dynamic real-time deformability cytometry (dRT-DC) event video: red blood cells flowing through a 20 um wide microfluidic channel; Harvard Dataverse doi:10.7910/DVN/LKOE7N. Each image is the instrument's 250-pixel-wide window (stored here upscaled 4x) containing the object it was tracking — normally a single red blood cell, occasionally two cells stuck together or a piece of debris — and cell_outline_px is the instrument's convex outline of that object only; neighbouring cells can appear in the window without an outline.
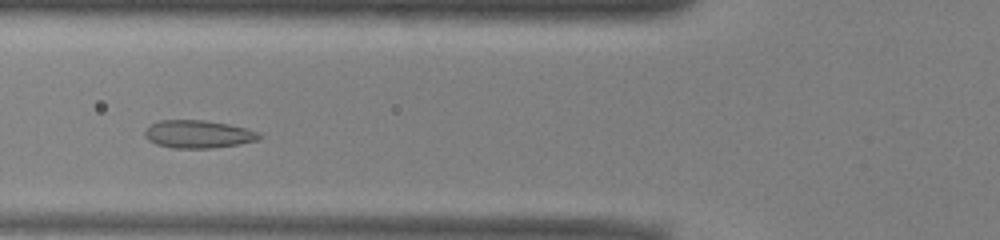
{"species": "common noctule bat (a hibernating species)", "species_latin": "Nyctalus noctula", "temperature_condition": "warm", "stored_images_in_passage": 44, "camera_frame_rate_fps": 3000, "um_per_image_px": 0.085, "animal": {"sex": "male", "body_mass_g": 13.0, "forearm_length_mm": 53.1}, "frame": {"image": 1, "passage_image": 11, "time_ms": 3.333, "image_size_px": [1000, 240], "cell_outline_px": [[264, 136], [260, 140], [240, 144], [212, 148], [172, 148], [156, 144], [148, 140], [144, 136], [144, 132], [152, 124], [160, 120], [204, 120], [228, 124], [260, 132]], "centroid_in_image_um": [16.89, 11.41], "position_along_channel_um": 108.9, "area_um2": 18.67}}
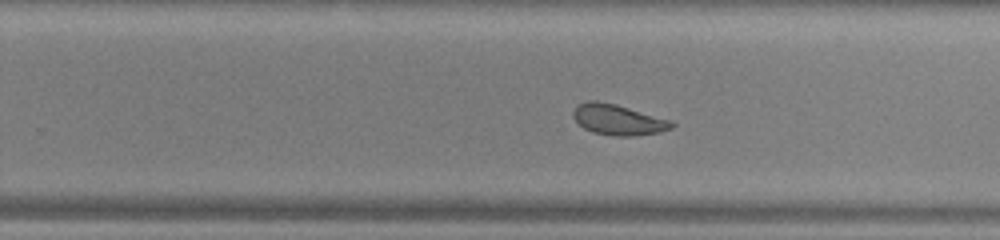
{"frame": {"image": 2, "passage_image": 24, "time_ms": 7.667, "image_size_px": [1000, 240], "cell_outline_px": [[676, 124], [672, 128], [660, 132], [632, 136], [616, 136], [592, 132], [584, 128], [572, 116], [572, 112], [580, 104], [588, 100], [596, 100], [616, 104], [672, 120]], "centroid_in_image_um": [52.57, 10.17], "position_along_channel_um": 277.2, "area_um2": 17.57}}
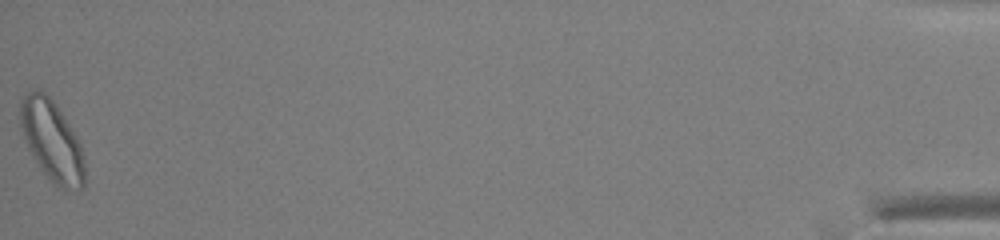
{"frame": {"image": 3, "passage_image": 44, "time_ms": 14.333, "image_size_px": [1000, 240], "cell_outline_px": [[84, 188], [60, 188], [52, 184], [36, 164], [28, 148], [20, 124], [20, 100], [28, 92], [36, 88], [44, 92], [56, 104], [76, 136], [80, 144], [84, 160]], "centroid_in_image_um": [4.39, 11.97], "position_along_channel_um": 430.8, "area_um2": 30.11}, "authors_computed_cell_mechanics": {"area_um2": 18.8717, "velocity_mm_per_s": 3.895, "shape_relaxation_time_tau1_ms": 5.2002, "shape_relaxation_time_tau2_ms": 1.3857, "deformation_change_tau1": 0.1045, "deformation_change_tau2": 0.0843}}